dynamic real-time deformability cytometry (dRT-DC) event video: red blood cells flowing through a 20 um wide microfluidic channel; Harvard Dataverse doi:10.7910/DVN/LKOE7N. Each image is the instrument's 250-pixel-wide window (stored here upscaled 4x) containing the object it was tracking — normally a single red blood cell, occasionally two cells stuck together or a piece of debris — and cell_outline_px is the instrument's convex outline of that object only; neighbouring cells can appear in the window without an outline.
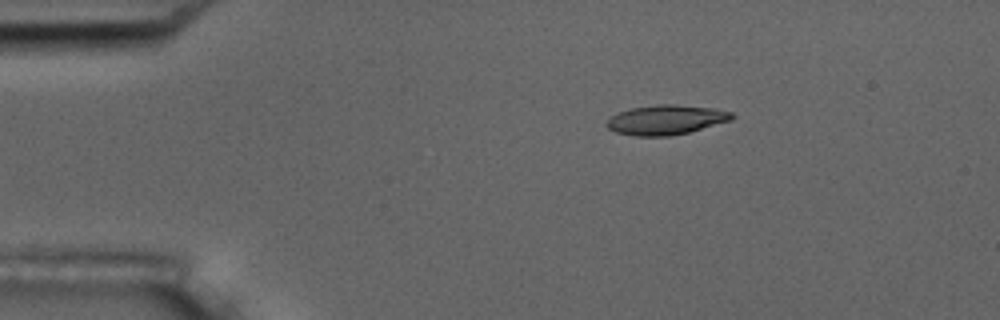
{"species": "common noctule bat (a hibernating species)", "species_latin": "Nyctalus noctula", "temperature_condition": "room temperature", "stored_images_in_passage": 5, "camera_frame_rate_fps": 3000, "um_per_image_px": 0.085, "animal": {"sex": "male", "body_mass_g": 17.5, "forearm_length_mm": 52.3}, "frame": {"image": 1, "passage_image": 3, "time_ms": 2.333, "image_size_px": [1000, 320], "cell_outline_px": [[736, 116], [732, 120], [688, 132], [668, 136], [632, 136], [616, 132], [608, 128], [604, 124], [608, 116], [632, 108], [656, 104], [676, 104], [716, 108], [732, 112]], "centroid_in_image_um": [56.6, 10.17], "position_along_channel_um": 28.4, "area_um2": 21.91}}